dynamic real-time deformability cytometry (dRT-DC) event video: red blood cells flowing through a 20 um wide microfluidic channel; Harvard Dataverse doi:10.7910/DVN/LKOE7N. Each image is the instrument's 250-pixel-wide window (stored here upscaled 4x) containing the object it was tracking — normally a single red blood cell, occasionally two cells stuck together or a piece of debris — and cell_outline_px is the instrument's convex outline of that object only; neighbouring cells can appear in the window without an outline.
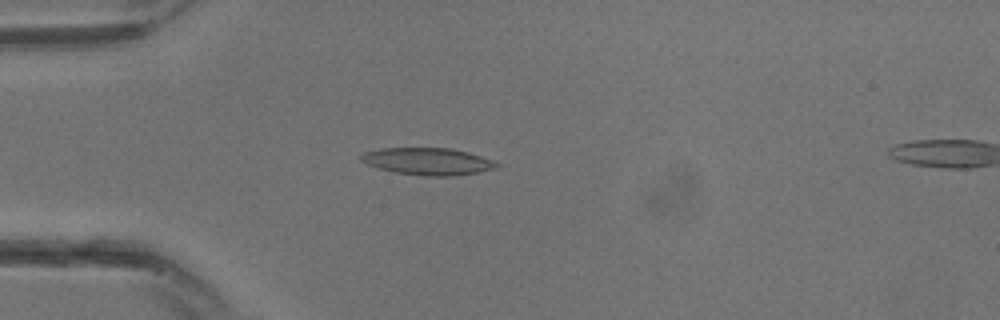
{"species": "common noctule bat (a hibernating species)", "species_latin": "Nyctalus noctula", "temperature_condition": "warm", "stored_images_in_passage": 10, "camera_frame_rate_fps": 3000, "um_per_image_px": 0.085, "animal": {"sex": "male", "body_mass_g": 13.3}, "frame": {"image": 1, "passage_image": 9, "time_ms": 2.667, "image_size_px": [1000, 320], "cell_outline_px": [[500, 164], [496, 168], [480, 172], [452, 176], [424, 176], [396, 172], [380, 168], [368, 164], [360, 160], [360, 156], [364, 152], [380, 148], [452, 148], [468, 152], [492, 160]], "centroid_in_image_um": [36.38, 13.71], "position_along_channel_um": 48.6, "area_um2": 21.33}}